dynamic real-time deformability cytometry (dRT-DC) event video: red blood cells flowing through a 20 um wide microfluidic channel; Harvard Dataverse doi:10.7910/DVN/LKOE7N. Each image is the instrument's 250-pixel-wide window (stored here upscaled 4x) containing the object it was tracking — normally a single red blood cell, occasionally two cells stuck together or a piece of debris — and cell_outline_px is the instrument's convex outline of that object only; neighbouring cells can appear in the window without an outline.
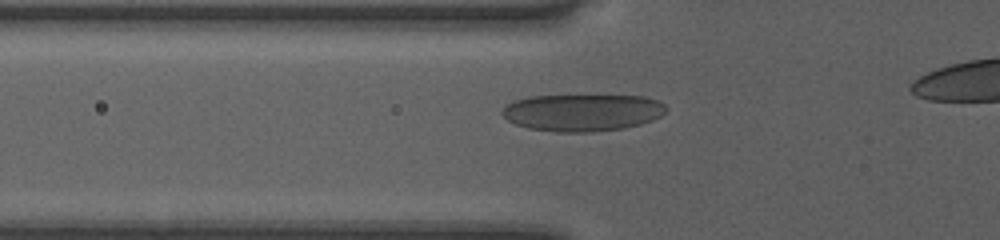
{"species": "human", "species_latin": "Homo sapiens", "temperature_condition": "room temperature", "stored_images_in_passage": 40, "camera_frame_rate_fps": 3000, "um_per_image_px": 0.085, "donor": {"sex": "female"}, "frame": {"image": 1, "passage_image": 13, "time_ms": 4.0, "image_size_px": [1000, 240], "cell_outline_px": [[668, 108], [660, 116], [652, 120], [640, 124], [624, 128], [588, 132], [560, 132], [528, 128], [516, 124], [508, 120], [500, 112], [512, 100], [528, 96], [644, 96], [656, 100], [664, 104]], "centroid_in_image_um": [49.49, 9.56], "position_along_channel_um": 76.3, "area_um2": 35.26}}
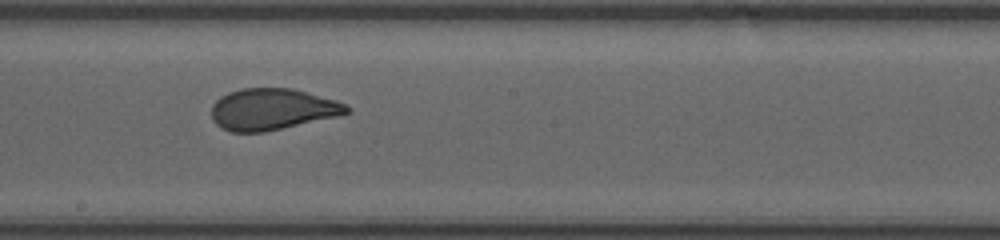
{"frame": {"image": 2, "passage_image": 24, "time_ms": 7.667, "image_size_px": [1000, 240], "cell_outline_px": [[352, 108], [348, 112], [336, 116], [264, 132], [232, 132], [220, 128], [212, 120], [212, 104], [220, 96], [228, 92], [240, 88], [292, 88], [336, 100]], "centroid_in_image_um": [23.09, 9.28], "position_along_channel_um": 225.1, "area_um2": 32.54}}
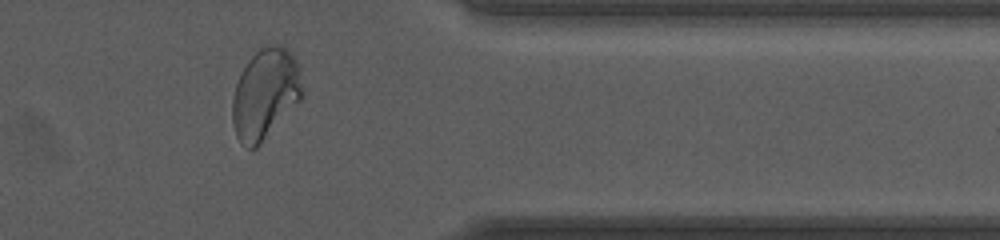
{"frame": {"image": 3, "passage_image": 37, "time_ms": 12.0, "image_size_px": [1000, 240], "cell_outline_px": [[304, 96], [260, 144], [256, 148], [248, 148], [240, 144], [236, 136], [232, 124], [232, 100], [236, 84], [248, 60], [264, 44], [280, 44], [300, 64], [304, 92]], "centroid_in_image_um": [22.56, 7.98], "position_along_channel_um": 388.8, "area_um2": 37.11}}